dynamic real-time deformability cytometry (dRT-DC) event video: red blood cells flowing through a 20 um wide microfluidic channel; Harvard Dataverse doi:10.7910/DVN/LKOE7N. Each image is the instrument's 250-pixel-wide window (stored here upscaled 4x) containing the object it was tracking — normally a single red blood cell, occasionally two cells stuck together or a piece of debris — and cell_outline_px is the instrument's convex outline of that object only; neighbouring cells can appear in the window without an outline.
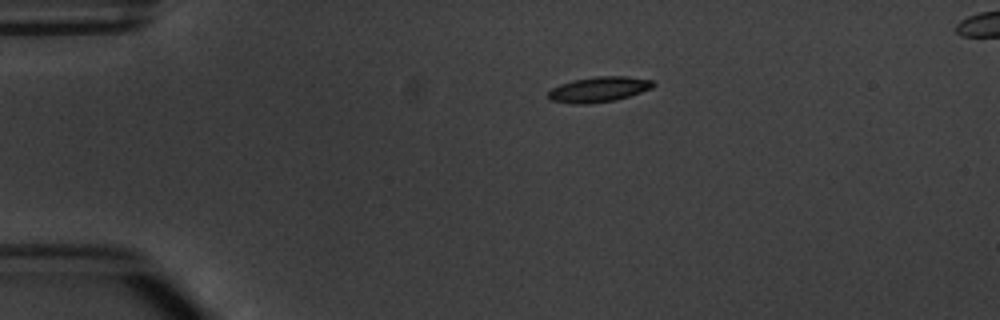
{"species": "common noctule bat (a hibernating species)", "species_latin": "Nyctalus noctula", "temperature_condition": "warm", "stored_images_in_passage": 3, "camera_frame_rate_fps": 3000, "um_per_image_px": 0.085, "animal": {"sex": "male", "body_mass_g": 20.1, "forearm_length_mm": 53.5}, "frame": {"image": 1, "passage_image": 1, "time_ms": 0.0, "image_size_px": [1000, 320], "cell_outline_px": [[656, 84], [652, 88], [616, 100], [588, 104], [576, 104], [552, 100], [548, 96], [548, 92], [552, 88], [560, 84], [572, 80], [596, 76], [628, 76], [652, 80]], "centroid_in_image_um": [50.91, 7.59], "position_along_channel_um": 34.1, "area_um2": 15.43}}